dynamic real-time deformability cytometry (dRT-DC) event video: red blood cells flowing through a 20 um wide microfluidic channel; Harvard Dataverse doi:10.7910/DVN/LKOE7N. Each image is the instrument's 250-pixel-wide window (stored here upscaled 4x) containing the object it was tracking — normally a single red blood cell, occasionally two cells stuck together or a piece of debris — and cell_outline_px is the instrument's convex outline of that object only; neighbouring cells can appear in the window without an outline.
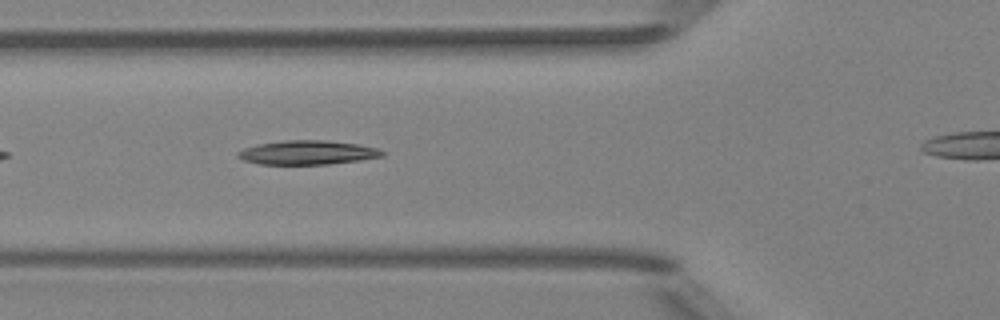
{"species": "Egyptian fruit bat (a non-hibernating species)", "species_latin": "Rousettus aegyptiacus", "temperature_condition": "room temperature", "stored_images_in_passage": 31, "camera_frame_rate_fps": 3000, "um_per_image_px": 0.085, "animal": {"sex": "female"}, "frame": {"image": 1, "passage_image": 5, "time_ms": 1.333, "image_size_px": [1000, 320], "cell_outline_px": [[384, 156], [360, 160], [328, 164], [260, 164], [244, 160], [236, 156], [236, 152], [244, 148], [256, 144], [284, 140], [324, 140], [356, 144], [380, 148], [384, 152]], "centroid_in_image_um": [26.12, 12.96], "position_along_channel_um": 99.7, "area_um2": 20.29}}
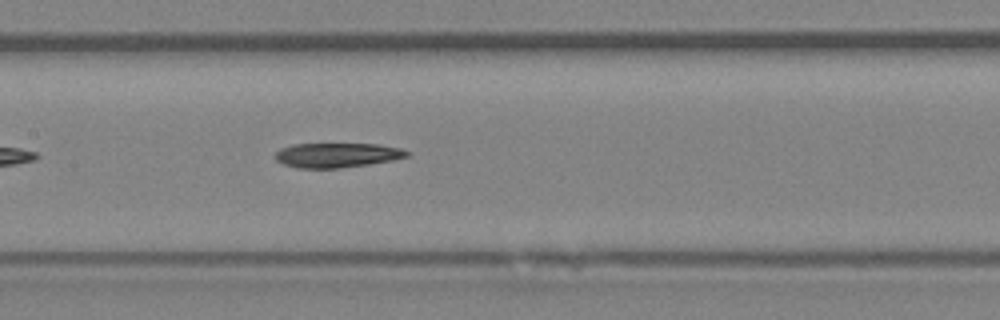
{"frame": {"image": 2, "passage_image": 11, "time_ms": 3.333, "image_size_px": [1000, 320], "cell_outline_px": [[408, 156], [392, 160], [368, 164], [340, 168], [296, 168], [284, 164], [276, 160], [272, 156], [280, 148], [292, 144], [380, 144], [400, 148], [408, 152]], "centroid_in_image_um": [28.59, 13.18], "position_along_channel_um": 178.8, "area_um2": 18.9}}
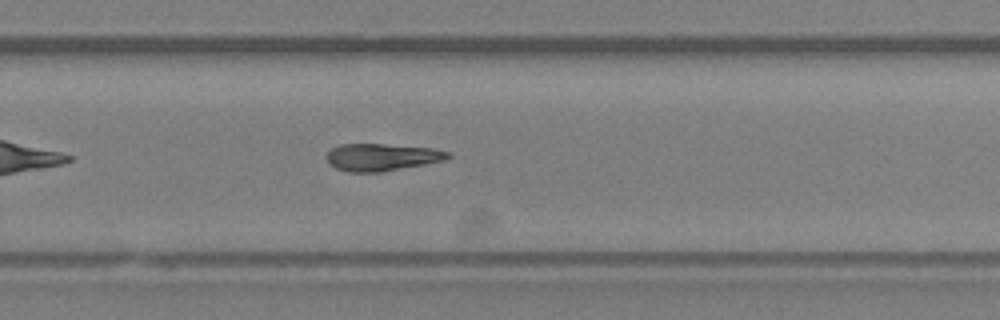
{"frame": {"image": 3, "passage_image": 20, "time_ms": 6.333, "image_size_px": [1000, 320], "cell_outline_px": [[452, 156], [444, 160], [424, 164], [380, 172], [348, 172], [336, 168], [324, 156], [332, 148], [340, 144], [384, 144], [432, 148], [452, 152]], "centroid_in_image_um": [32.46, 13.35], "position_along_channel_um": 297.3, "area_um2": 19.19}}